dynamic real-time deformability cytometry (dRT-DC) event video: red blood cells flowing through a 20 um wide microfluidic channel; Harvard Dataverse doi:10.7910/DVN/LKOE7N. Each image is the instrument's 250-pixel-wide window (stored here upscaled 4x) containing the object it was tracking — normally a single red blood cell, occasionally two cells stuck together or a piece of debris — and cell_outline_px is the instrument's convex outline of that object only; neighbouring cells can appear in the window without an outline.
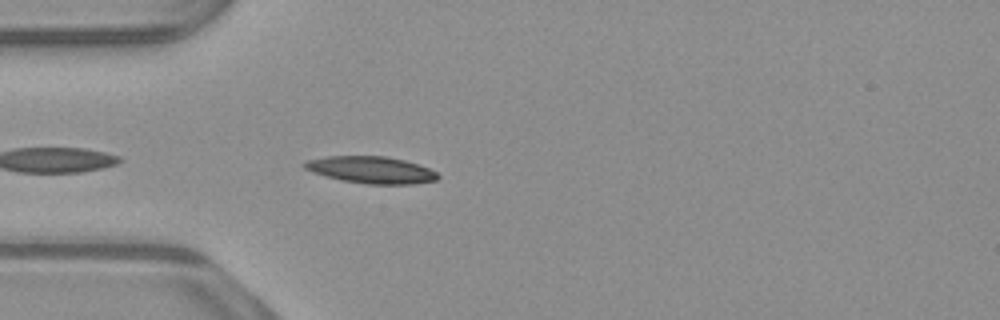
{"species": "common noctule bat (a hibernating species)", "species_latin": "Nyctalus noctula", "temperature_condition": "warm", "stored_images_in_passage": 7, "camera_frame_rate_fps": 3000, "um_per_image_px": 0.085, "animal": {"sex": "male", "body_mass_g": 23.1, "forearm_length_mm": 52.7}, "frame": {"image": 1, "passage_image": 3, "time_ms": 0.667, "image_size_px": [1000, 320], "cell_outline_px": [[440, 176], [436, 180], [412, 184], [368, 184], [344, 180], [324, 176], [304, 168], [300, 164], [308, 160], [328, 156], [384, 156], [404, 160], [428, 168], [436, 172]], "centroid_in_image_um": [31.53, 14.44], "position_along_channel_um": 53.5, "area_um2": 20.69}}
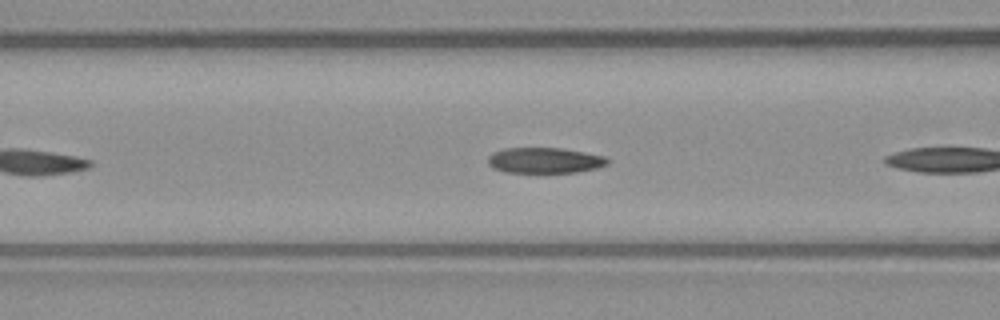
{"frame": {"image": 2, "passage_image": 6, "time_ms": 1.667, "image_size_px": [1000, 320], "cell_outline_px": [[612, 160], [608, 164], [596, 168], [576, 172], [504, 172], [492, 168], [488, 164], [488, 156], [492, 152], [504, 148], [564, 148], [604, 156]], "centroid_in_image_um": [46.29, 13.62], "position_along_channel_um": 120.3, "area_um2": 17.98}}